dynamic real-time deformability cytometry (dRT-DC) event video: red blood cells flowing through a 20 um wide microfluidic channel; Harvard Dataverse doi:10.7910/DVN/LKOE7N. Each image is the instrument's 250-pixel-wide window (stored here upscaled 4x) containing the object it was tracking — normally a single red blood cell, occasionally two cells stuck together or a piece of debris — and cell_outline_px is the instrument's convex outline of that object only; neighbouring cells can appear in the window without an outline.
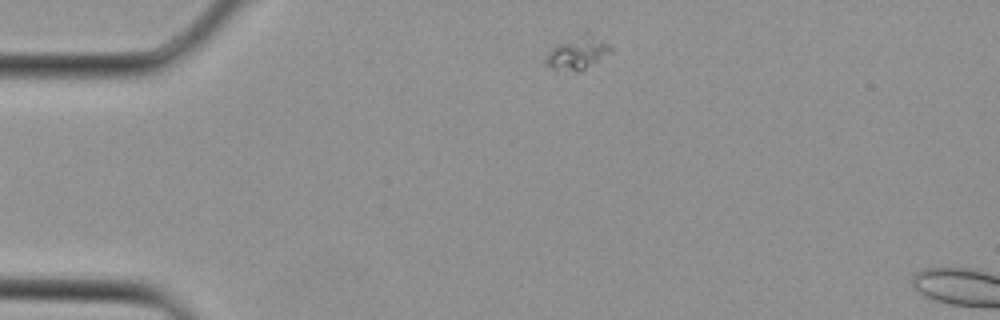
{"species": "Egyptian fruit bat (a non-hibernating species)", "species_latin": "Rousettus aegyptiacus", "temperature_condition": "cold", "stored_images_in_passage": 3, "segment_of_instrument_passage": [2, 2], "camera_frame_rate_fps": 3000, "um_per_image_px": 0.085, "animal": {"sex": "female"}, "frame": {"image": 1, "passage_image": 3, "time_ms": 0.667, "image_size_px": [1000, 320], "cell_outline_px": [[612, 52], [580, 72], [556, 72], [544, 64], [544, 60], [560, 44], [584, 32], [604, 40], [612, 48]], "centroid_in_image_um": [49.11, 4.57], "position_along_channel_um": 35.9, "area_um2": 12.37}}